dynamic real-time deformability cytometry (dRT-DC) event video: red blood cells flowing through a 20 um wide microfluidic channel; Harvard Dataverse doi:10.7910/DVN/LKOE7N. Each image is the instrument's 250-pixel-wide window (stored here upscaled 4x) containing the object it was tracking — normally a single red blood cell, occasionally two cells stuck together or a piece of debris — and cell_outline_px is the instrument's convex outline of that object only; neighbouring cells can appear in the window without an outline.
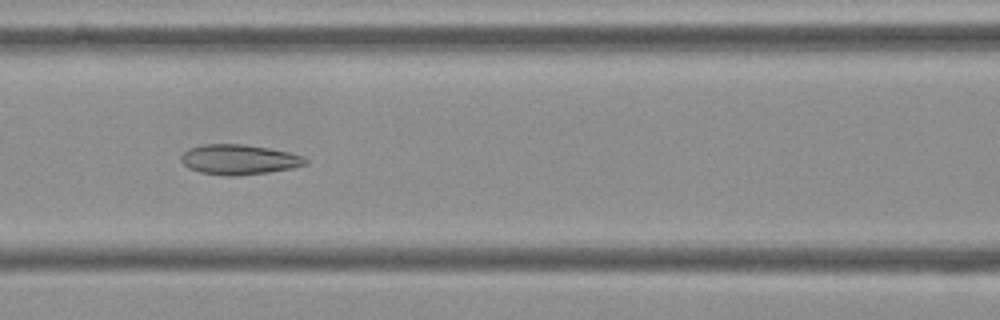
{"species": "Egyptian fruit bat (a non-hibernating species)", "species_latin": "Rousettus aegyptiacus", "temperature_condition": "cold", "stored_images_in_passage": 10, "camera_frame_rate_fps": 3000, "um_per_image_px": 0.085, "frame": {"image": 1, "passage_image": 7, "time_ms": 2.0, "image_size_px": [1000, 320], "cell_outline_px": [[308, 164], [292, 168], [268, 172], [232, 176], [228, 176], [200, 172], [188, 168], [180, 160], [180, 156], [188, 148], [204, 144], [244, 144], [268, 148], [288, 152], [304, 156], [308, 160]], "centroid_in_image_um": [20.31, 13.55], "position_along_channel_um": 146.3, "area_um2": 21.79}}
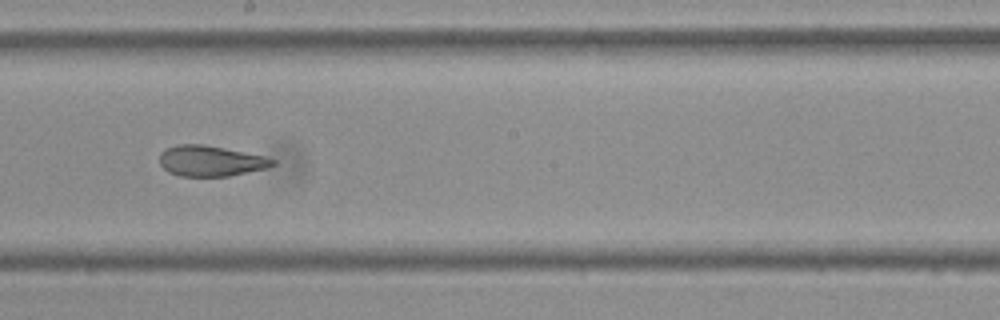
{"frame": {"image": 2, "passage_image": 9, "time_ms": 2.667, "image_size_px": [1000, 320], "cell_outline_px": [[276, 164], [268, 168], [228, 176], [180, 176], [168, 172], [160, 164], [160, 152], [176, 144], [204, 144], [264, 156], [276, 160]], "centroid_in_image_um": [17.91, 13.68], "position_along_channel_um": 230.3, "area_um2": 20.17}}
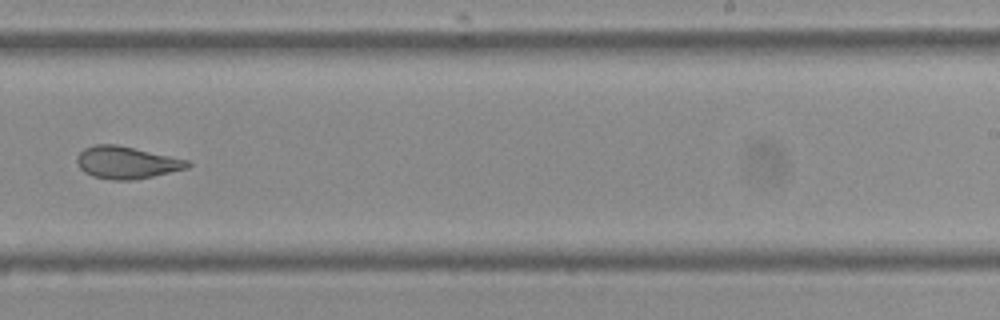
{"frame": {"image": 3, "passage_image": 10, "time_ms": 3.0, "image_size_px": [1000, 320], "cell_outline_px": [[192, 164], [188, 168], [152, 176], [132, 180], [112, 180], [92, 176], [84, 172], [76, 164], [76, 156], [84, 148], [96, 144], [116, 144], [188, 160]], "centroid_in_image_um": [10.72, 13.81], "position_along_channel_um": 278.3, "area_um2": 20.75}}